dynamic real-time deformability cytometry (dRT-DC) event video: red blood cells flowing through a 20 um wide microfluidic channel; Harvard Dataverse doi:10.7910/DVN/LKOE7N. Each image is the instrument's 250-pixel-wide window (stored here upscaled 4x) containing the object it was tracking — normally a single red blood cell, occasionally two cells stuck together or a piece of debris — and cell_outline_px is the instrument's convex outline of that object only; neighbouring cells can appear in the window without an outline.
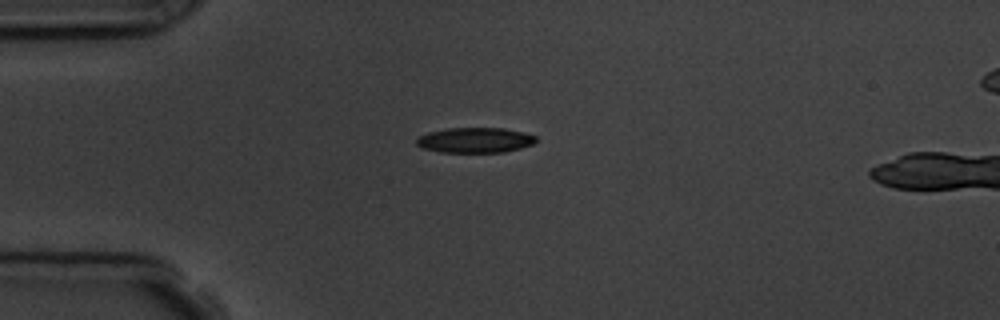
{"species": "common noctule bat (a hibernating species)", "species_latin": "Nyctalus noctula", "temperature_condition": "room temperature", "stored_images_in_passage": 4, "camera_frame_rate_fps": 3000, "um_per_image_px": 0.085, "animal": {"sex": "male", "body_mass_g": 19.5, "forearm_length_mm": 54.6}, "frame": {"image": 1, "passage_image": 3, "time_ms": 3.0, "image_size_px": [1000, 320], "cell_outline_px": [[536, 140], [532, 144], [520, 148], [504, 152], [440, 152], [420, 148], [416, 144], [416, 140], [420, 136], [428, 132], [448, 128], [504, 128], [524, 132], [536, 136]], "centroid_in_image_um": [40.36, 11.91], "position_along_channel_um": 44.6, "area_um2": 17.57}}